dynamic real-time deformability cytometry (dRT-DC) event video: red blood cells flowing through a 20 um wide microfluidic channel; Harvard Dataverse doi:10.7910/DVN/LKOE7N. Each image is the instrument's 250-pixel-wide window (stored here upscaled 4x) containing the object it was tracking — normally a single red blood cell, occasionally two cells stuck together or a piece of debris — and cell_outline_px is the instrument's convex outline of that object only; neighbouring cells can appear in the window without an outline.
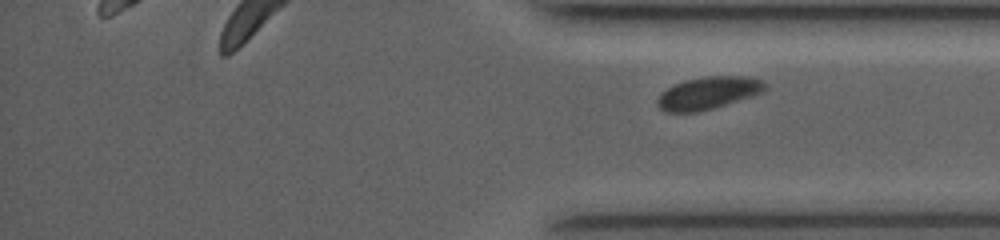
{"species": "common noctule bat (a hibernating species)", "species_latin": "Nyctalus noctula", "temperature_condition": "room temperature", "stored_images_in_passage": 32, "segment_of_instrument_passage": [2, 2], "camera_frame_rate_fps": 4000, "um_per_image_px": 0.085, "animal": {"sex": "female", "body_mass_g": 19.0, "forearm_length_mm": 53.3}, "frame": {"image": 1, "passage_image": 32, "time_ms": 10.0, "image_size_px": [1000, 240], "cell_outline_px": [[768, 88], [764, 92], [752, 96], [712, 108], [696, 112], [664, 112], [656, 104], [656, 100], [672, 84], [688, 80], [708, 76], [744, 76], [764, 80], [768, 84]], "centroid_in_image_um": [60.24, 7.9], "position_along_channel_um": 375.0, "area_um2": 20.29}}